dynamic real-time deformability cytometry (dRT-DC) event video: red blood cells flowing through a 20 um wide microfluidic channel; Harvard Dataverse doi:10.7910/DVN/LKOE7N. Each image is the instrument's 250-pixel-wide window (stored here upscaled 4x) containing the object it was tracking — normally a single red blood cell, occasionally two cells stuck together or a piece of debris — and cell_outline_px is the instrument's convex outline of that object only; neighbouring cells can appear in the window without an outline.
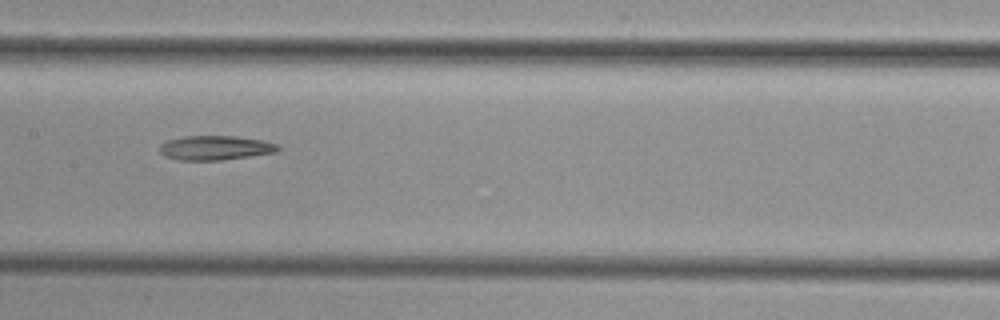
{"species": "common noctule bat (a hibernating species)", "species_latin": "Nyctalus noctula", "temperature_condition": "cold", "stored_images_in_passage": 10, "camera_frame_rate_fps": 3000, "um_per_image_px": 0.085, "animal": {"sex": "female", "body_mass_g": 29.2, "forearm_length_mm": 56.3}, "frame": {"image": 1, "passage_image": 9, "time_ms": 9.667, "image_size_px": [1000, 320], "cell_outline_px": [[280, 148], [276, 152], [220, 160], [180, 160], [164, 156], [160, 152], [160, 144], [168, 140], [184, 136], [236, 136], [264, 140], [276, 144]], "centroid_in_image_um": [18.28, 12.56], "position_along_channel_um": 189.1, "area_um2": 16.7}}
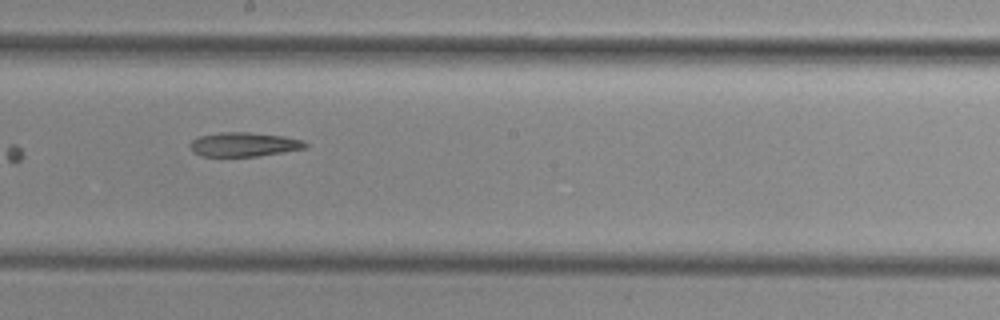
{"frame": {"image": 2, "passage_image": 10, "time_ms": 10.667, "image_size_px": [1000, 320], "cell_outline_px": [[308, 148], [256, 156], [200, 156], [192, 152], [188, 144], [192, 140], [200, 136], [220, 132], [248, 132], [284, 136], [304, 140], [308, 144]], "centroid_in_image_um": [20.73, 12.27], "position_along_channel_um": 227.5, "area_um2": 16.36}}